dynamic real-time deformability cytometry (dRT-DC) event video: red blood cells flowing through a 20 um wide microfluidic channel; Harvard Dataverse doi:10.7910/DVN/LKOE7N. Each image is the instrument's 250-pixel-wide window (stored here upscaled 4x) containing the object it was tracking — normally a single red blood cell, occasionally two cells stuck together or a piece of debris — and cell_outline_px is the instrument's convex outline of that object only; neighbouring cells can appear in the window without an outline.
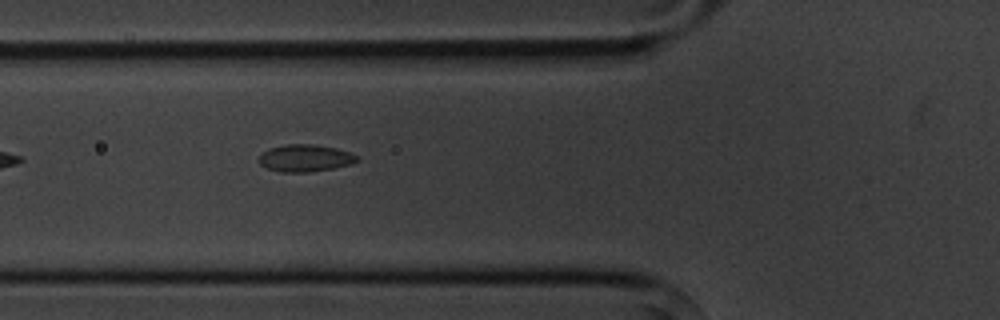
{"species": "common noctule bat (a hibernating species)", "species_latin": "Nyctalus noctula", "temperature_condition": "cold", "stored_images_in_passage": 4, "camera_frame_rate_fps": 3000, "um_per_image_px": 0.085, "animal": {"sex": "male", "body_mass_g": 20.1, "forearm_length_mm": 53.5}, "frame": {"image": 1, "passage_image": 4, "time_ms": 3.333, "image_size_px": [1000, 320], "cell_outline_px": [[360, 160], [352, 164], [332, 168], [308, 172], [280, 172], [268, 168], [260, 164], [260, 152], [268, 148], [288, 144], [312, 144], [336, 148], [348, 152], [356, 156]], "centroid_in_image_um": [25.92, 13.43], "position_along_channel_um": 99.9, "area_um2": 15.43}}